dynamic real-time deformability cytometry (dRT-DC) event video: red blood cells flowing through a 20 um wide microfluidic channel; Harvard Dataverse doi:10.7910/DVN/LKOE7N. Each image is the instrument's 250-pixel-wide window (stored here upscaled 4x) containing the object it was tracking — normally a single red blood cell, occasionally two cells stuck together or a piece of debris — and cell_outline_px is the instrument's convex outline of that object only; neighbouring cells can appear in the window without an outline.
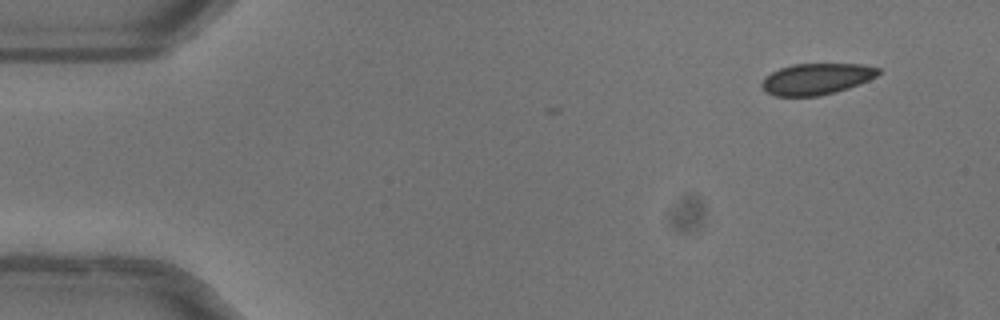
{"species": "common noctule bat (a hibernating species)", "species_latin": "Nyctalus noctula", "temperature_condition": "warm", "stored_images_in_passage": 5, "camera_frame_rate_fps": 3000, "um_per_image_px": 0.085, "animal": {"sex": "female"}, "frame": {"image": 1, "passage_image": 1, "time_ms": 0.0, "image_size_px": [1000, 320], "cell_outline_px": [[880, 72], [876, 76], [868, 80], [848, 88], [836, 92], [820, 96], [776, 96], [764, 92], [760, 84], [764, 76], [780, 68], [792, 64], [860, 64], [880, 68]], "centroid_in_image_um": [69.35, 6.71], "position_along_channel_um": 15.6, "area_um2": 21.33}}